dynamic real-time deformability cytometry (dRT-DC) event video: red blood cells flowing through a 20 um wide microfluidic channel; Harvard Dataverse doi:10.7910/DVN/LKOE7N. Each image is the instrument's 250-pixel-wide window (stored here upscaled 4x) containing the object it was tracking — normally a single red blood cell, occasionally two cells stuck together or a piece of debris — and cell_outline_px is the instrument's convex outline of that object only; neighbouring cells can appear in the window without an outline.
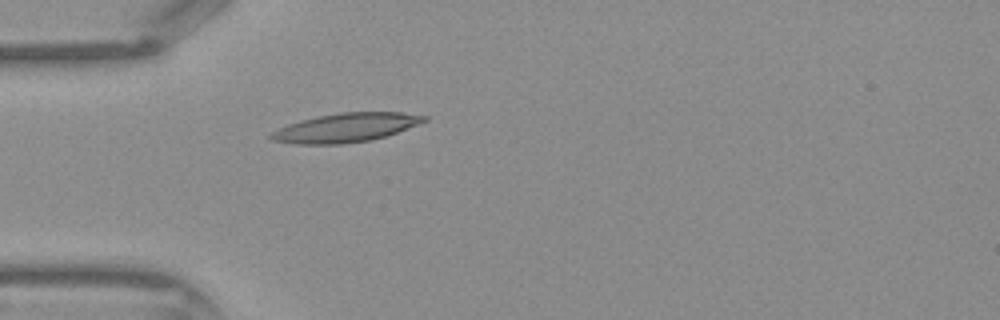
{"species": "Egyptian fruit bat (a non-hibernating species)", "species_latin": "Rousettus aegyptiacus", "temperature_condition": "warm", "stored_images_in_passage": 32, "camera_frame_rate_fps": 3000, "um_per_image_px": 0.085, "frame": {"image": 1, "passage_image": 1, "time_ms": 0.0, "image_size_px": [1000, 320], "cell_outline_px": [[428, 120], [388, 136], [368, 140], [340, 144], [296, 144], [272, 140], [268, 136], [272, 132], [288, 124], [300, 120], [316, 116], [340, 112], [400, 112], [428, 116]], "centroid_in_image_um": [29.4, 10.84], "position_along_channel_um": 55.6, "area_um2": 25.78}}
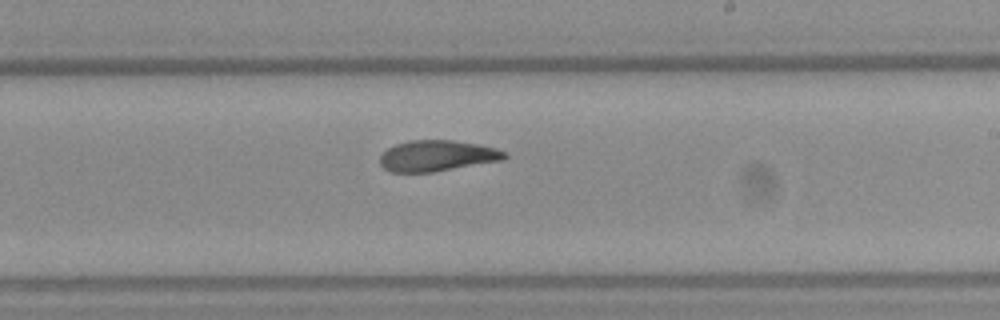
{"frame": {"image": 2, "passage_image": 14, "time_ms": 4.333, "image_size_px": [1000, 320], "cell_outline_px": [[508, 156], [504, 160], [432, 172], [388, 172], [380, 164], [380, 156], [388, 148], [396, 144], [408, 140], [452, 140], [476, 144], [496, 148], [504, 152]], "centroid_in_image_um": [37.14, 13.24], "position_along_channel_um": 251.9, "area_um2": 22.43}}
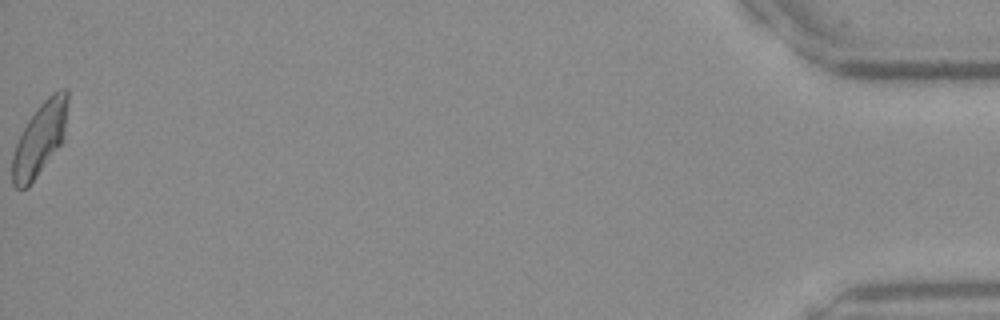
{"frame": {"image": 3, "passage_image": 32, "time_ms": 10.333, "image_size_px": [1000, 320], "cell_outline_px": [[68, 100], [64, 128], [60, 144], [28, 188], [16, 188], [12, 184], [12, 156], [16, 144], [28, 120], [40, 104], [52, 92], [60, 88], [68, 88]], "centroid_in_image_um": [3.36, 11.79], "position_along_channel_um": 431.8, "area_um2": 23.0}}